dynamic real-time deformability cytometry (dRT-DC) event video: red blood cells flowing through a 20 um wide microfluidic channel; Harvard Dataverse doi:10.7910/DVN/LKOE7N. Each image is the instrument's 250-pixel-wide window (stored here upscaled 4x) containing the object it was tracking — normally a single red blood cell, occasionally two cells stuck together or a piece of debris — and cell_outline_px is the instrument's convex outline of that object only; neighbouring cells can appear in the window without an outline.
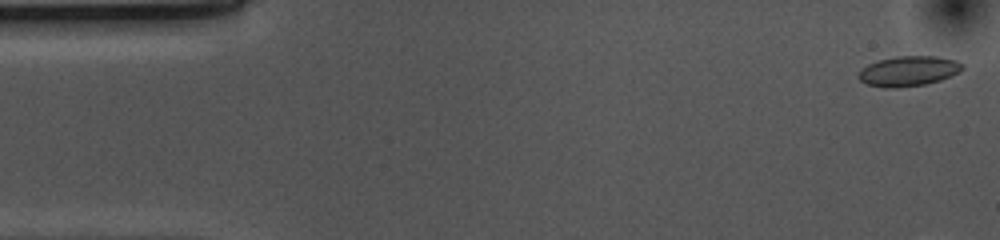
{"species": "common noctule bat (a hibernating species)", "species_latin": "Nyctalus noctula", "temperature_condition": "cold", "stored_images_in_passage": 11, "camera_frame_rate_fps": 3000, "um_per_image_px": 0.085, "animal": {"sex": "female", "body_mass_g": 10.0, "forearm_length_mm": 53.1}, "frame": {"image": 1, "passage_image": 1, "time_ms": 0.0, "image_size_px": [1000, 240], "cell_outline_px": [[964, 68], [960, 72], [940, 80], [924, 84], [892, 88], [884, 88], [868, 84], [860, 80], [856, 76], [868, 64], [880, 60], [896, 56], [936, 56], [956, 60], [964, 64]], "centroid_in_image_um": [77.25, 6.03], "position_along_channel_um": 7.7, "area_um2": 18.09}}